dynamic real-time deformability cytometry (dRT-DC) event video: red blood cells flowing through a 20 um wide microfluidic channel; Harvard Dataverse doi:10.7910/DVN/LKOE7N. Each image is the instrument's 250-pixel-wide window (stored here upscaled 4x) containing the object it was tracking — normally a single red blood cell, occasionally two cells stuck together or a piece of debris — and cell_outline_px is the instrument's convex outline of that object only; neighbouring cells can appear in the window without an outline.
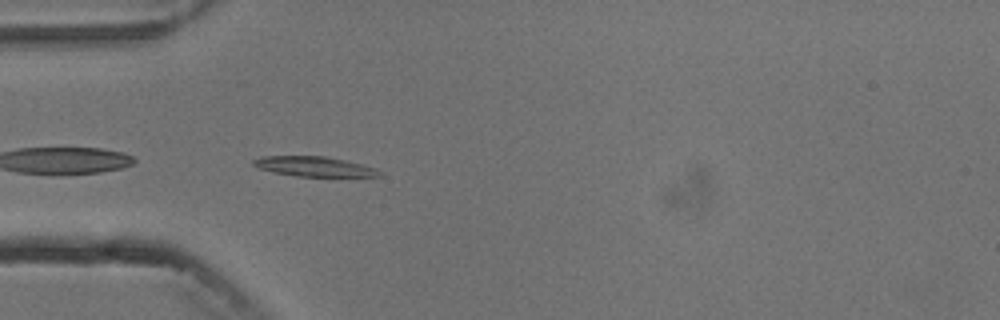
{"species": "common noctule bat (a hibernating species)", "species_latin": "Nyctalus noctula", "temperature_condition": "cold", "stored_images_in_passage": 5, "camera_frame_rate_fps": 3000, "um_per_image_px": 0.085, "animal": {"sex": "male", "body_mass_g": 13.3}, "frame": {"image": 1, "passage_image": 5, "time_ms": 4.667, "image_size_px": [1000, 320], "cell_outline_px": [[384, 172], [380, 176], [296, 176], [276, 172], [260, 168], [252, 164], [252, 160], [260, 156], [324, 156], [364, 164], [376, 168]], "centroid_in_image_um": [26.75, 14.14], "position_along_channel_um": 58.3, "area_um2": 14.51}}